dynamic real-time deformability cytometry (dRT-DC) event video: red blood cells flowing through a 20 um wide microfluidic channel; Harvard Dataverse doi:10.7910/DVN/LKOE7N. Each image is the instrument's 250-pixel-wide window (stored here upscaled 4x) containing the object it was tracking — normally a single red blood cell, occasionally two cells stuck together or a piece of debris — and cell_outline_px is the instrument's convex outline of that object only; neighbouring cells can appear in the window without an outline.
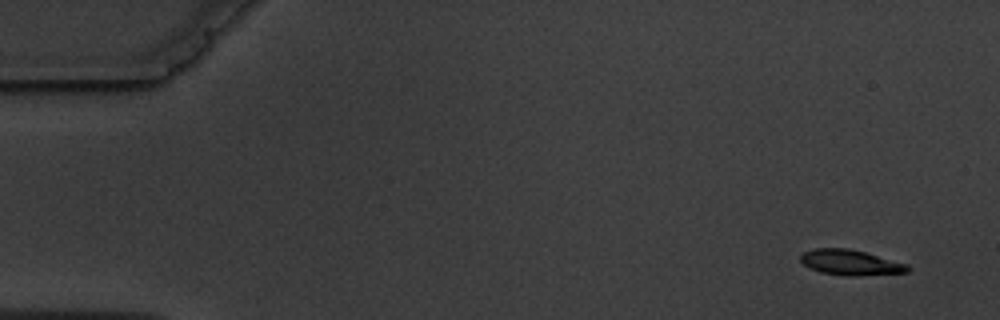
{"species": "common noctule bat (a hibernating species)", "species_latin": "Nyctalus noctula", "temperature_condition": "warm", "stored_images_in_passage": 6, "camera_frame_rate_fps": 3000, "um_per_image_px": 0.085, "animal": {"sex": "male", "body_mass_g": 19.5, "forearm_length_mm": 54.6}, "frame": {"image": 1, "passage_image": 1, "time_ms": 0.0, "image_size_px": [1000, 320], "cell_outline_px": [[912, 268], [908, 272], [856, 276], [844, 276], [820, 272], [804, 264], [800, 260], [800, 256], [804, 252], [816, 248], [848, 248], [864, 252], [908, 264]], "centroid_in_image_um": [72.32, 22.32], "position_along_channel_um": 12.7, "area_um2": 15.78}}
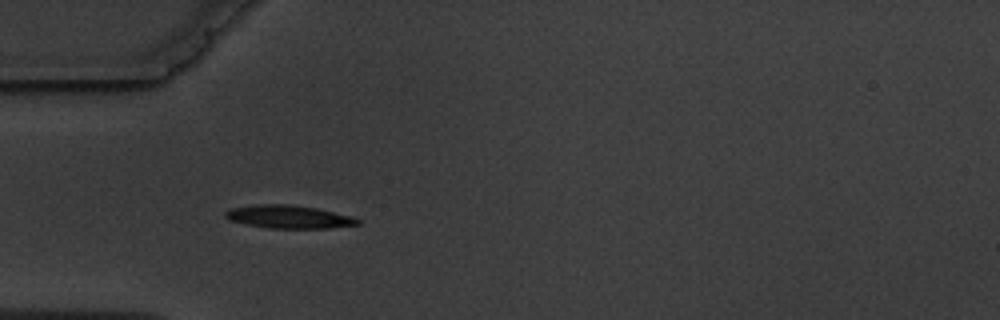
{"frame": {"image": 2, "passage_image": 5, "time_ms": 4.667, "image_size_px": [1000, 320], "cell_outline_px": [[360, 224], [328, 228], [268, 228], [244, 224], [228, 220], [224, 216], [224, 212], [232, 208], [260, 204], [292, 204], [316, 208], [352, 216], [360, 220]], "centroid_in_image_um": [24.52, 18.43], "position_along_channel_um": 60.5, "area_um2": 17.8}}
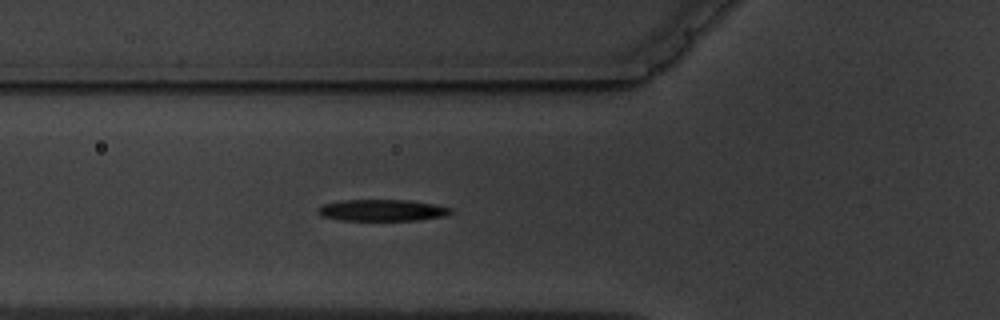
{"frame": {"image": 3, "passage_image": 6, "time_ms": 5.667, "image_size_px": [1000, 320], "cell_outline_px": [[452, 212], [444, 216], [420, 220], [340, 220], [320, 216], [320, 208], [324, 204], [340, 200], [408, 200], [436, 204], [452, 208]], "centroid_in_image_um": [32.53, 17.87], "position_along_channel_um": 93.3, "area_um2": 16.59}}